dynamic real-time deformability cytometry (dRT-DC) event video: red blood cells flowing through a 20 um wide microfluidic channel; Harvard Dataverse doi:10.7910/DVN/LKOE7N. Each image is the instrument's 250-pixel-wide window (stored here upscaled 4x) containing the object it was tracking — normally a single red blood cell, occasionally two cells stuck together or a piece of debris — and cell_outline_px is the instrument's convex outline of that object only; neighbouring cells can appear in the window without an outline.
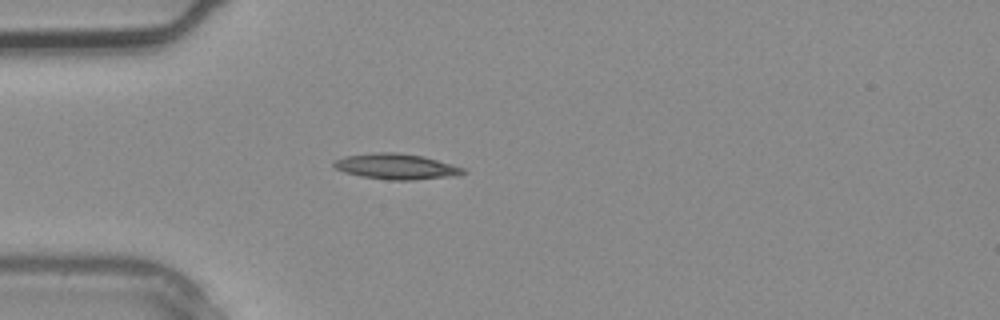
{"species": "common noctule bat (a hibernating species)", "species_latin": "Nyctalus noctula", "temperature_condition": "warm", "stored_images_in_passage": 2, "segment_of_instrument_passage": [1, 2], "camera_frame_rate_fps": 3000, "um_per_image_px": 0.085, "animal": {"sex": "male", "body_mass_g": 20.4}, "frame": {"image": 1, "passage_image": 1, "time_ms": 0.0, "image_size_px": [1000, 320], "cell_outline_px": [[468, 172], [456, 176], [412, 180], [388, 180], [360, 176], [344, 172], [336, 168], [332, 164], [336, 160], [344, 156], [376, 152], [396, 152], [424, 156], [452, 164], [464, 168]], "centroid_in_image_um": [33.71, 14.15], "position_along_channel_um": 51.3, "area_um2": 19.42}}